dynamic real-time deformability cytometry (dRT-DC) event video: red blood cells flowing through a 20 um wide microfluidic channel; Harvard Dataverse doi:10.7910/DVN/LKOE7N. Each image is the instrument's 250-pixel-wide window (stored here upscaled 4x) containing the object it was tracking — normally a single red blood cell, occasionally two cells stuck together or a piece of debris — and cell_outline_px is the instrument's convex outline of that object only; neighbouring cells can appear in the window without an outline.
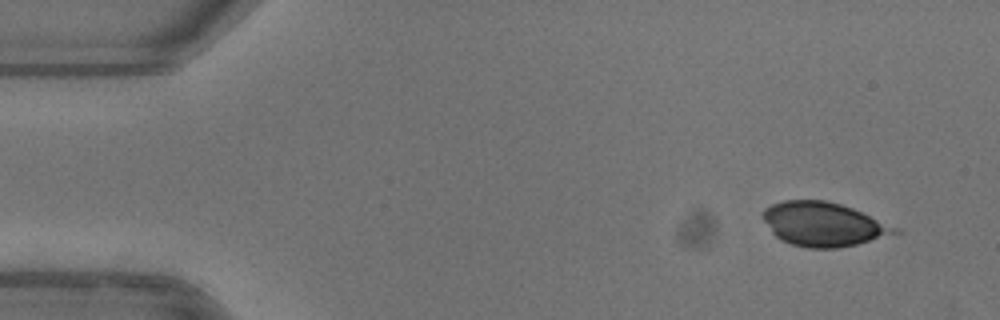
{"species": "common noctule bat (a hibernating species)", "species_latin": "Nyctalus noctula", "temperature_condition": "warm", "stored_images_in_passage": 7, "camera_frame_rate_fps": 3000, "um_per_image_px": 0.085, "animal": {"sex": "female"}, "frame": {"image": 1, "passage_image": 1, "time_ms": 0.0, "image_size_px": [1000, 320], "cell_outline_px": [[904, 232], [856, 244], [836, 248], [808, 248], [792, 244], [780, 240], [772, 232], [764, 220], [764, 208], [772, 204], [784, 200], [824, 200], [840, 204], [852, 208], [900, 228]], "centroid_in_image_um": [70.02, 19.06], "position_along_channel_um": 15.0, "area_um2": 33.7}}